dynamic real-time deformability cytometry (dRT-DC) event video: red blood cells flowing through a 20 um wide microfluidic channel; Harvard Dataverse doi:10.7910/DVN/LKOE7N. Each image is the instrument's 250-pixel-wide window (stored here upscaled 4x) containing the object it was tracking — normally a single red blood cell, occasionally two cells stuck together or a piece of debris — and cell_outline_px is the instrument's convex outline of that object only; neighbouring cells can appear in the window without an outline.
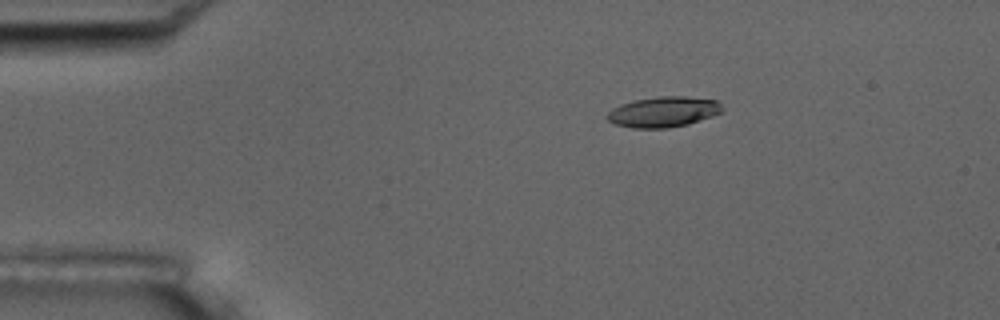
{"species": "common noctule bat (a hibernating species)", "species_latin": "Nyctalus noctula", "temperature_condition": "room temperature", "stored_images_in_passage": 7, "camera_frame_rate_fps": 3000, "um_per_image_px": 0.085, "animal": {"sex": "male", "body_mass_g": 17.5, "forearm_length_mm": 52.3}, "frame": {"image": 1, "passage_image": 2, "time_ms": 1.0, "image_size_px": [1000, 320], "cell_outline_px": [[724, 108], [720, 112], [712, 116], [688, 124], [668, 128], [632, 128], [616, 124], [608, 120], [604, 116], [612, 108], [620, 104], [636, 100], [660, 96], [684, 96], [716, 100]], "centroid_in_image_um": [56.36, 9.51], "position_along_channel_um": 28.6, "area_um2": 20.4}}
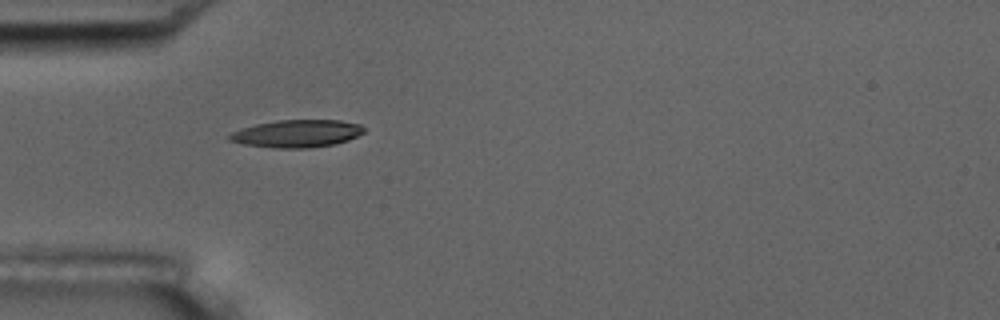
{"frame": {"image": 2, "passage_image": 4, "time_ms": 3.333, "image_size_px": [1000, 320], "cell_outline_px": [[364, 132], [348, 140], [336, 144], [308, 148], [272, 148], [244, 144], [228, 140], [228, 136], [232, 132], [256, 124], [280, 120], [340, 120], [360, 124], [364, 128]], "centroid_in_image_um": [25.25, 11.36], "position_along_channel_um": 59.7, "area_um2": 21.5}}
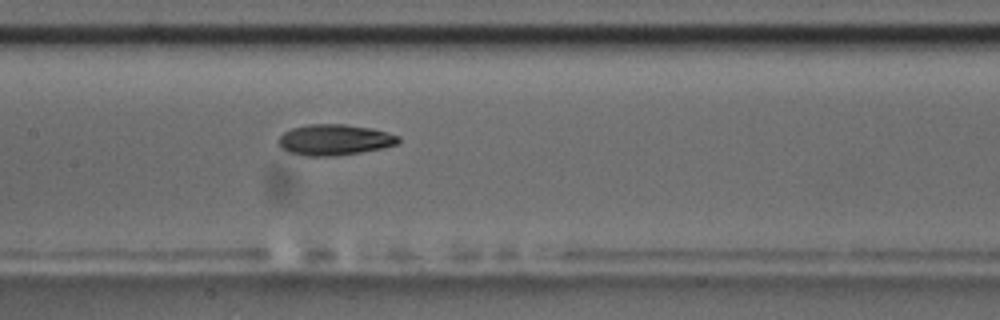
{"frame": {"image": 3, "passage_image": 7, "time_ms": 6.667, "image_size_px": [1000, 320], "cell_outline_px": [[400, 140], [396, 144], [384, 148], [360, 152], [332, 156], [304, 156], [288, 152], [280, 148], [276, 140], [284, 132], [292, 128], [308, 124], [344, 124], [372, 128], [388, 132], [400, 136]], "centroid_in_image_um": [28.41, 11.88], "position_along_channel_um": 179.0, "area_um2": 21.79}}